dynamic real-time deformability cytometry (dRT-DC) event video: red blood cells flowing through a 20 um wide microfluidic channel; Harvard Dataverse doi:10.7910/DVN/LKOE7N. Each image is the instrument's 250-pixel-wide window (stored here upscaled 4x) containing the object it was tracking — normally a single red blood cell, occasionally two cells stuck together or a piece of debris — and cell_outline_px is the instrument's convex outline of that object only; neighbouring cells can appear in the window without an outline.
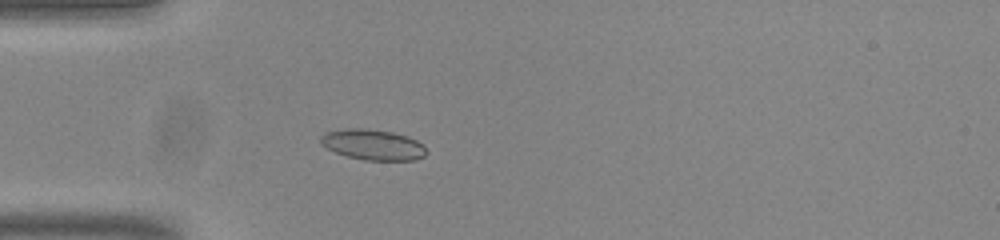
{"species": "common noctule bat (a hibernating species)", "species_latin": "Nyctalus noctula", "temperature_condition": "room temperature", "stored_images_in_passage": 51, "camera_frame_rate_fps": 3000, "um_per_image_px": 0.085, "animal": {"sex": "male", "body_mass_g": 20.0, "forearm_length_mm": 53.3}, "frame": {"image": 1, "passage_image": 13, "time_ms": 4.0, "image_size_px": [1000, 240], "cell_outline_px": [[428, 152], [424, 156], [416, 160], [364, 160], [348, 156], [336, 152], [320, 144], [320, 136], [324, 132], [348, 128], [364, 128], [392, 132], [408, 136], [424, 144]], "centroid_in_image_um": [31.72, 12.29], "position_along_channel_um": 53.3, "area_um2": 18.96}}
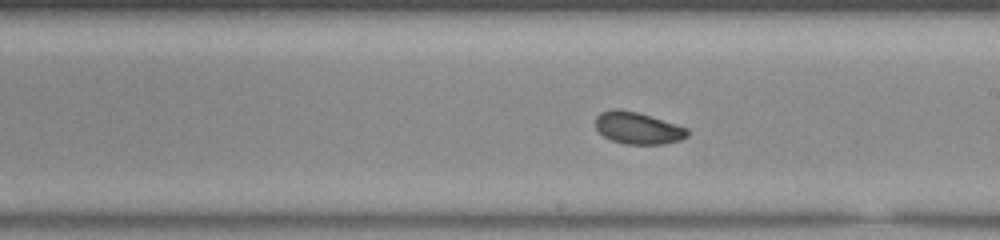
{"frame": {"image": 2, "passage_image": 28, "time_ms": 9.0, "image_size_px": [1000, 240], "cell_outline_px": [[688, 136], [680, 140], [664, 144], [624, 144], [612, 140], [604, 136], [596, 128], [596, 116], [600, 112], [612, 108], [620, 108], [636, 112], [676, 124], [688, 128]], "centroid_in_image_um": [54.2, 10.88], "position_along_channel_um": 234.8, "area_um2": 17.11}}
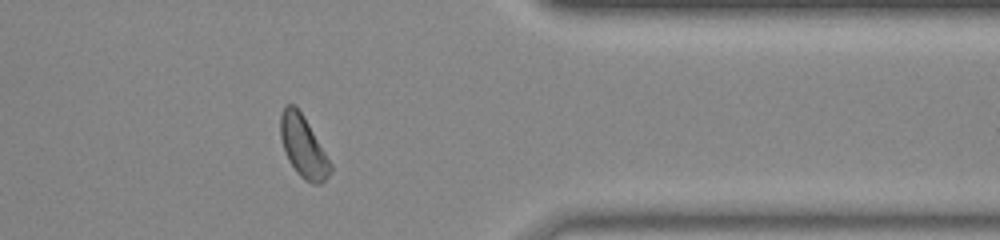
{"frame": {"image": 3, "passage_image": 41, "time_ms": 13.333, "image_size_px": [1000, 240], "cell_outline_px": [[332, 172], [320, 184], [312, 184], [304, 180], [296, 172], [288, 160], [280, 136], [280, 116], [284, 108], [288, 104], [296, 104], [304, 116], [332, 164]], "centroid_in_image_um": [25.78, 12.47], "position_along_channel_um": 385.6, "area_um2": 17.92}, "authors_computed_cell_mechanics": {"area_um2": 17.5712, "velocity_mm_per_s": 3.8048, "shape_relaxation_time_tau1_ms": 3.8776, "shape_relaxation_time_tau2_ms": 2.7393, "deformation_change_tau1": 0.0839, "deformation_change_tau2": 0.0602}}